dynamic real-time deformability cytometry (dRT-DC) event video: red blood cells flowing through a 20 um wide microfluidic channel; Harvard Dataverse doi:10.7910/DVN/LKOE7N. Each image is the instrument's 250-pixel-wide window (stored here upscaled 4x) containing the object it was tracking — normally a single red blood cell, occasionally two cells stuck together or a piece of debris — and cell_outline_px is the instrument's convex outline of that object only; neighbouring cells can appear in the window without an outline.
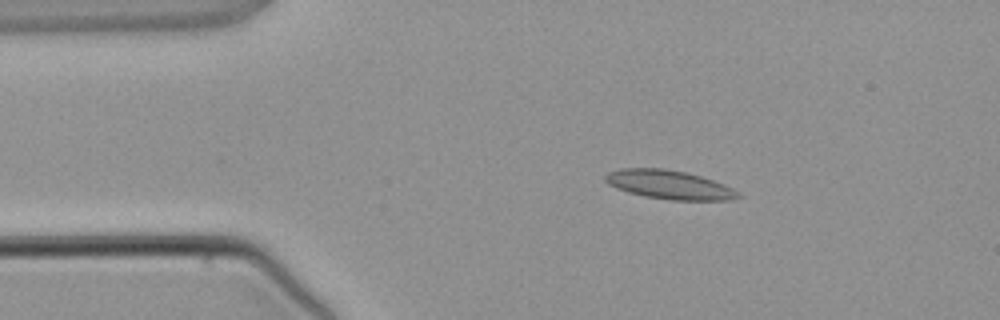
{"species": "common noctule bat (a hibernating species)", "species_latin": "Nyctalus noctula", "temperature_condition": "warm", "stored_images_in_passage": 2, "camera_frame_rate_fps": 3000, "um_per_image_px": 0.085, "animal": {"sex": "male", "body_mass_g": 21.5, "forearm_length_mm": 52.0}, "frame": {"image": 1, "passage_image": 1, "time_ms": 0.0, "image_size_px": [1000, 320], "cell_outline_px": [[740, 196], [732, 200], [672, 200], [644, 196], [628, 192], [616, 188], [608, 184], [604, 180], [604, 176], [608, 172], [620, 168], [664, 168], [684, 172], [700, 176], [724, 184], [740, 192]], "centroid_in_image_um": [56.86, 15.7], "position_along_channel_um": 28.1, "area_um2": 22.31}}